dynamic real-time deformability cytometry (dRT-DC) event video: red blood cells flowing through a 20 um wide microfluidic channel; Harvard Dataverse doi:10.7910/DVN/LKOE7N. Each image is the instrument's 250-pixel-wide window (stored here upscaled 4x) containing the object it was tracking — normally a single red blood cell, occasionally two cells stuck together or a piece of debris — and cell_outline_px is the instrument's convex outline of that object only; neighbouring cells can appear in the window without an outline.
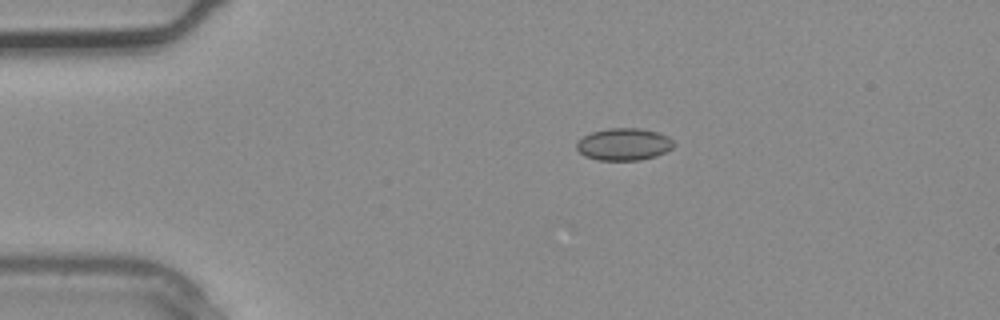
{"species": "common noctule bat (a hibernating species)", "species_latin": "Nyctalus noctula", "temperature_condition": "warm", "stored_images_in_passage": 2, "camera_frame_rate_fps": 3000, "um_per_image_px": 0.085, "animal": {"sex": "male", "body_mass_g": 20.4}, "frame": {"image": 1, "passage_image": 1, "time_ms": 0.0, "image_size_px": [1000, 320], "cell_outline_px": [[676, 144], [672, 148], [656, 156], [640, 160], [596, 160], [584, 156], [576, 148], [576, 144], [584, 136], [592, 132], [608, 128], [640, 128], [656, 132], [668, 136]], "centroid_in_image_um": [53.03, 12.27], "position_along_channel_um": 32.0, "area_um2": 18.21}}
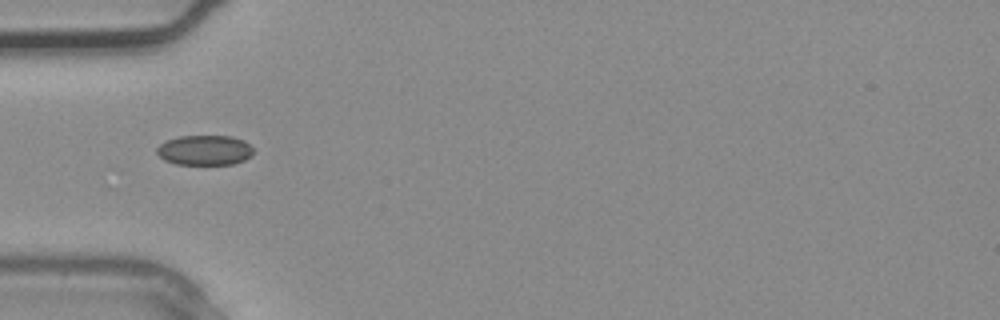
{"frame": {"image": 2, "passage_image": 2, "time_ms": 0.333, "image_size_px": [1000, 320], "cell_outline_px": [[252, 156], [244, 160], [232, 164], [176, 164], [164, 160], [156, 152], [156, 148], [160, 144], [168, 140], [180, 136], [232, 136], [244, 140], [252, 148]], "centroid_in_image_um": [17.4, 12.76], "position_along_channel_um": 67.6, "area_um2": 16.82}}